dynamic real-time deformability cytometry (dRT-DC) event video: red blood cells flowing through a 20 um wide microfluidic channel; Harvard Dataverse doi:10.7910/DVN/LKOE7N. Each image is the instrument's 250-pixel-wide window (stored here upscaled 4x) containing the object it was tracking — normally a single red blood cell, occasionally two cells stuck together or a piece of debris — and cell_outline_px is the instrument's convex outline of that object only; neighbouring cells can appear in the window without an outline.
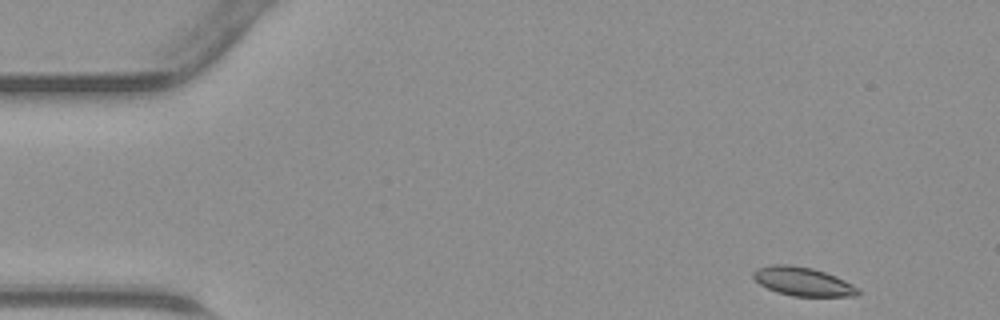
{"species": "common noctule bat (a hibernating species)", "species_latin": "Nyctalus noctula", "temperature_condition": "warm", "stored_images_in_passage": 42, "camera_frame_rate_fps": 3000, "um_per_image_px": 0.085, "animal": {"sex": "male", "body_mass_g": 23.1, "forearm_length_mm": 52.7}, "frame": {"image": 1, "passage_image": 1, "time_ms": 0.0, "image_size_px": [1000, 320], "cell_outline_px": [[860, 292], [856, 296], [792, 296], [776, 292], [760, 284], [752, 276], [752, 272], [756, 268], [772, 264], [788, 264], [812, 268], [836, 276], [860, 288]], "centroid_in_image_um": [68.23, 23.92], "position_along_channel_um": 16.8, "area_um2": 17.57}}
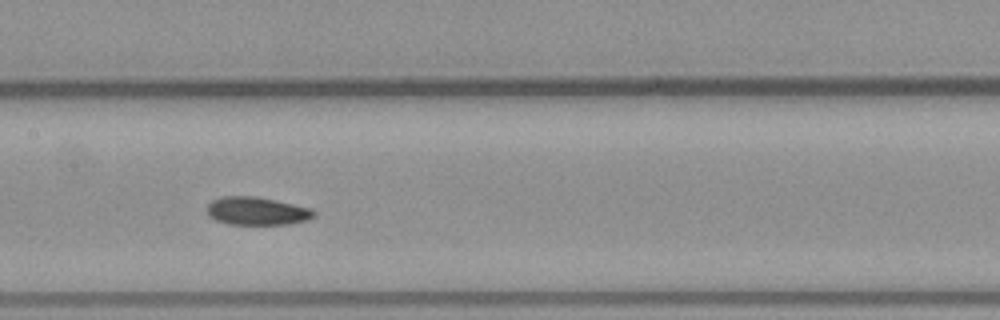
{"frame": {"image": 2, "passage_image": 19, "time_ms": 6.0, "image_size_px": [1000, 320], "cell_outline_px": [[316, 216], [308, 220], [288, 224], [228, 224], [216, 220], [208, 216], [208, 204], [212, 200], [220, 196], [256, 196], [276, 200], [312, 208], [316, 212]], "centroid_in_image_um": [21.86, 17.93], "position_along_channel_um": 185.5, "area_um2": 17.63}}
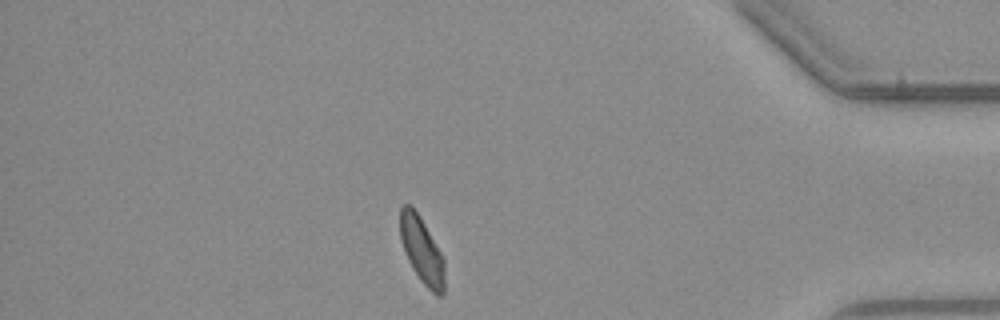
{"frame": {"image": 3, "passage_image": 36, "time_ms": 11.667, "image_size_px": [1000, 320], "cell_outline_px": [[444, 292], [440, 296], [436, 296], [420, 280], [412, 268], [408, 260], [400, 240], [400, 208], [404, 204], [412, 204], [420, 216], [440, 252], [444, 260]], "centroid_in_image_um": [35.84, 21.26], "position_along_channel_um": 399.4, "area_um2": 17.17}}